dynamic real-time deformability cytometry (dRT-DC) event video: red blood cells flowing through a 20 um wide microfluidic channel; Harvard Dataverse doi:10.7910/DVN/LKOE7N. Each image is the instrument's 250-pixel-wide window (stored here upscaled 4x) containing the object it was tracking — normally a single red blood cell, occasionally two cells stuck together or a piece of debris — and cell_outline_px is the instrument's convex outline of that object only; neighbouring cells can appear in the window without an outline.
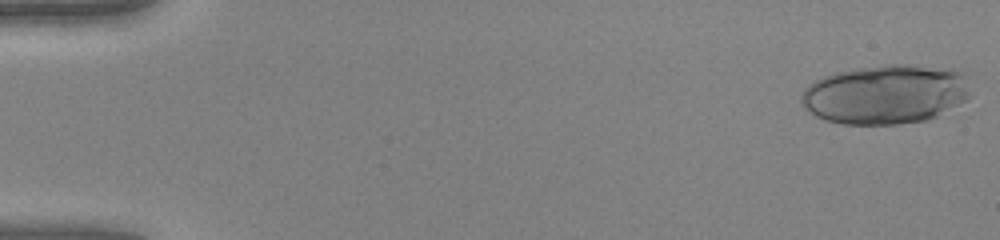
{"species": "human", "species_latin": "Homo sapiens", "temperature_condition": "warm", "stored_images_in_passage": 48, "camera_frame_rate_fps": 3000, "um_per_image_px": 0.085, "donor": {"sex": "female"}, "frame": {"image": 1, "passage_image": 1, "time_ms": 0.0, "image_size_px": [1000, 240], "cell_outline_px": [[968, 100], [928, 120], [896, 124], [844, 124], [824, 120], [816, 116], [804, 108], [800, 100], [800, 96], [804, 88], [808, 84], [824, 76], [836, 72], [856, 68], [888, 64], [908, 64], [960, 72], [964, 76], [968, 92]], "centroid_in_image_um": [75.2, 8.03], "position_along_channel_um": 9.8, "area_um2": 58.2}}
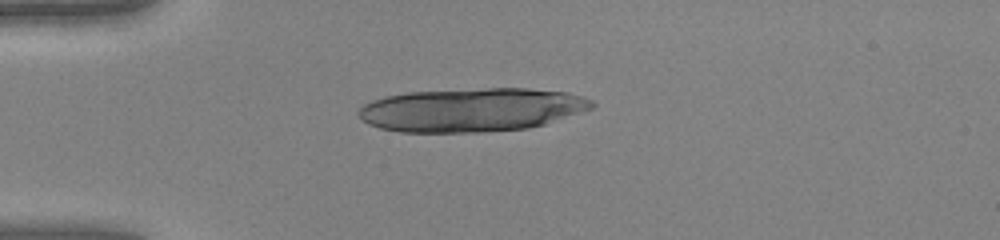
{"frame": {"image": 2, "passage_image": 13, "time_ms": 4.0, "image_size_px": [1000, 240], "cell_outline_px": [[596, 104], [592, 108], [544, 124], [528, 128], [484, 132], [400, 132], [380, 128], [368, 124], [356, 112], [364, 104], [372, 100], [388, 96], [408, 92], [488, 88], [524, 88], [568, 92], [592, 100]], "centroid_in_image_um": [40.08, 9.33], "position_along_channel_um": 44.9, "area_um2": 59.07}}
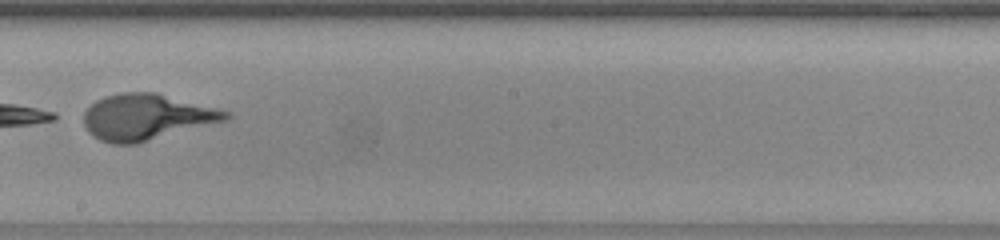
{"frame": {"image": 3, "passage_image": 29, "time_ms": 9.333, "image_size_px": [1000, 240], "cell_outline_px": [[232, 116], [228, 120], [136, 144], [112, 144], [100, 140], [92, 136], [88, 132], [84, 124], [84, 112], [96, 100], [104, 96], [120, 92], [156, 92], [232, 112]], "centroid_in_image_um": [12.46, 9.95], "position_along_channel_um": 235.7, "area_um2": 38.32}}